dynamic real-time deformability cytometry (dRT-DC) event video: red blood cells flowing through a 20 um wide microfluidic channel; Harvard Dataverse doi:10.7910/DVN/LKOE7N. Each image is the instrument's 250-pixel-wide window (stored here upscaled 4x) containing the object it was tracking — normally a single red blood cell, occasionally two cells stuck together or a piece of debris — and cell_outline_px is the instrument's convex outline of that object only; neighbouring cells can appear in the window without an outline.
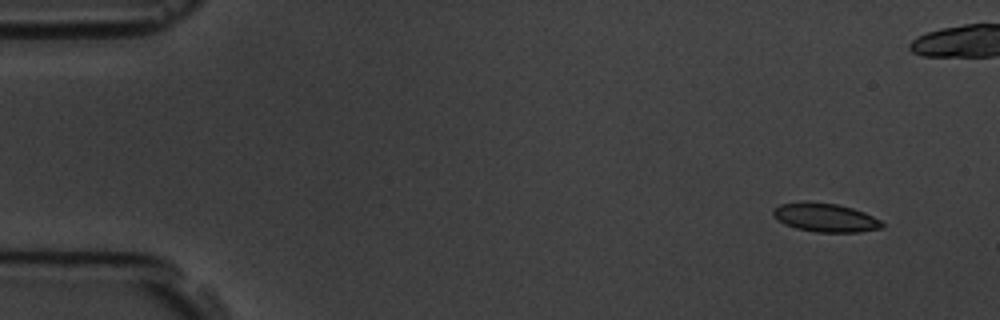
{"species": "common noctule bat (a hibernating species)", "species_latin": "Nyctalus noctula", "temperature_condition": "room temperature", "stored_images_in_passage": 10, "camera_frame_rate_fps": 3000, "um_per_image_px": 0.085, "animal": {"sex": "male", "body_mass_g": 19.5, "forearm_length_mm": 54.6}, "frame": {"image": 1, "passage_image": 1, "time_ms": 0.0, "image_size_px": [1000, 320], "cell_outline_px": [[884, 228], [860, 232], [816, 232], [796, 228], [784, 224], [772, 212], [772, 208], [780, 204], [836, 204], [852, 208], [864, 212], [880, 220], [884, 224]], "centroid_in_image_um": [70.22, 18.54], "position_along_channel_um": 14.8, "area_um2": 17.51}}
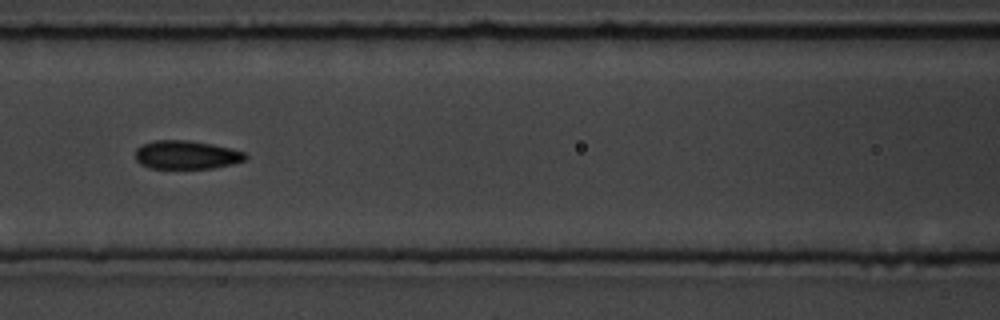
{"frame": {"image": 2, "passage_image": 7, "time_ms": 6.667, "image_size_px": [1000, 320], "cell_outline_px": [[248, 156], [244, 160], [232, 164], [212, 168], [148, 168], [140, 164], [136, 160], [136, 148], [144, 144], [156, 140], [188, 140], [212, 144], [244, 152]], "centroid_in_image_um": [15.82, 13.16], "position_along_channel_um": 150.8, "area_um2": 18.15}}
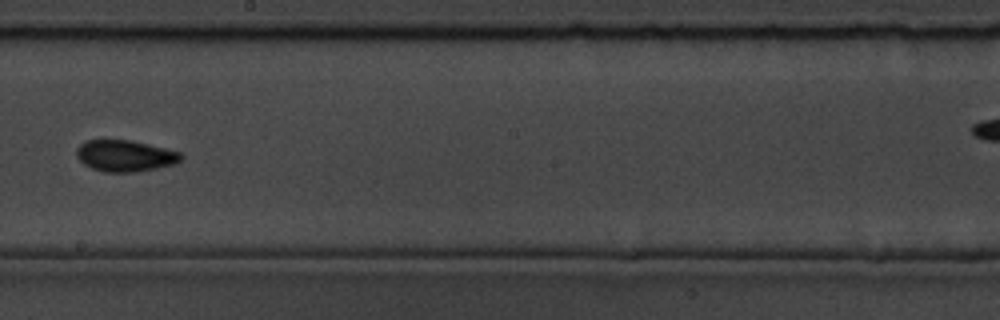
{"frame": {"image": 3, "passage_image": 9, "time_ms": 9.0, "image_size_px": [1000, 320], "cell_outline_px": [[184, 156], [176, 164], [136, 172], [104, 172], [92, 168], [84, 164], [76, 156], [76, 148], [80, 144], [88, 140], [132, 140], [180, 152]], "centroid_in_image_um": [10.63, 13.24], "position_along_channel_um": 237.6, "area_um2": 19.13}}